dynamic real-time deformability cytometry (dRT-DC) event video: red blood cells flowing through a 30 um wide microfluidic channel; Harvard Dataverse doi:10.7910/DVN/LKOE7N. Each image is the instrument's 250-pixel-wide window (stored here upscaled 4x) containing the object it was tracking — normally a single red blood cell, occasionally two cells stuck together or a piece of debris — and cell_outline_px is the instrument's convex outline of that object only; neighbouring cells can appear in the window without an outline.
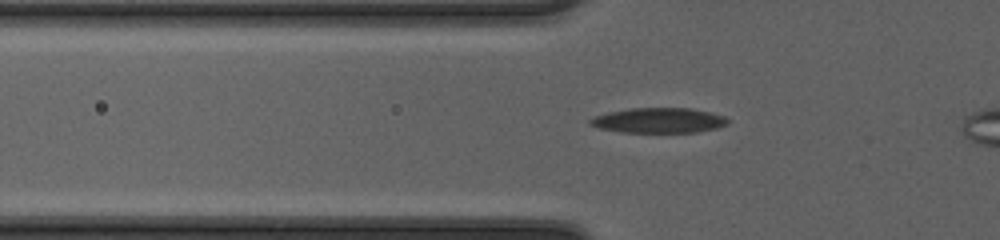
{"species": "common noctule bat (a hibernating species)", "species_latin": "Nyctalus noctula", "temperature_condition": "cold", "stored_images_in_passage": 34, "camera_frame_rate_fps": 3000, "um_per_image_px": 0.085, "animal": {"sex": "female", "body_mass_g": 20.0, "forearm_length_mm": 54.0}, "frame": {"image": 1, "passage_image": 8, "time_ms": 2.333, "image_size_px": [1000, 240], "cell_outline_px": [[728, 124], [696, 132], [624, 132], [600, 128], [588, 124], [588, 120], [596, 116], [608, 112], [632, 108], [688, 108], [708, 112], [724, 116], [728, 120]], "centroid_in_image_um": [55.95, 10.23], "position_along_channel_um": 69.8, "area_um2": 19.77}}
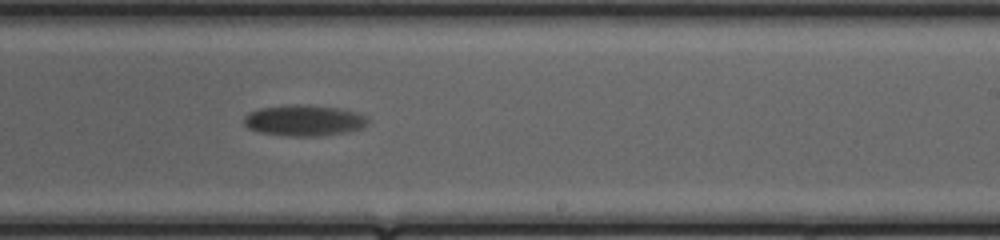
{"frame": {"image": 2, "passage_image": 23, "time_ms": 7.333, "image_size_px": [1000, 240], "cell_outline_px": [[368, 120], [360, 128], [320, 136], [292, 136], [260, 132], [248, 128], [244, 124], [244, 116], [260, 108], [296, 104], [300, 104], [336, 108], [356, 112], [364, 116]], "centroid_in_image_um": [25.78, 10.23], "position_along_channel_um": 263.2, "area_um2": 21.73}}
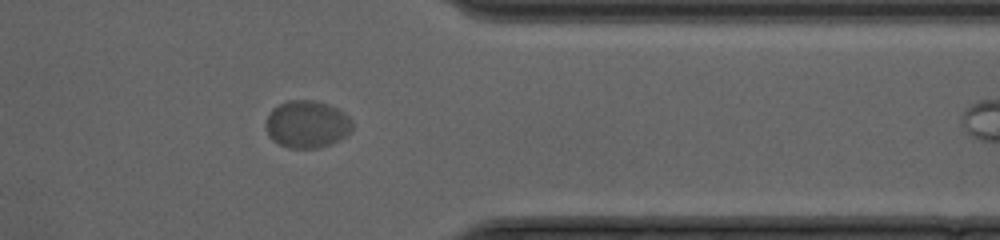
{"frame": {"image": 3, "passage_image": 33, "time_ms": 10.667, "image_size_px": [1000, 240], "cell_outline_px": [[352, 128], [344, 136], [328, 144], [316, 148], [288, 148], [272, 140], [268, 132], [268, 116], [272, 108], [288, 100], [312, 100], [328, 104], [336, 108], [348, 116], [352, 124]], "centroid_in_image_um": [26.08, 10.55], "position_along_channel_um": 385.3, "area_um2": 23.29}}